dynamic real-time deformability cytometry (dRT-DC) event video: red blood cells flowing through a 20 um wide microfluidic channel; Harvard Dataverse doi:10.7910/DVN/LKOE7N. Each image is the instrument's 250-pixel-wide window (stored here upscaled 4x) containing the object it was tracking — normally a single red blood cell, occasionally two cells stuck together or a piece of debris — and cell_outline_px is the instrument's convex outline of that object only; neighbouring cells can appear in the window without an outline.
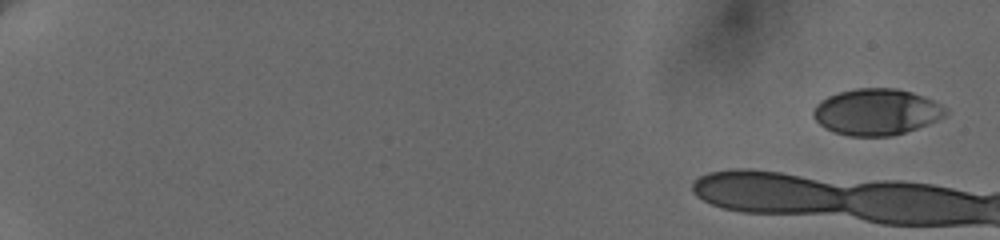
{"species": "human", "species_latin": "Homo sapiens", "temperature_condition": "cold", "stored_images_in_passage": 24, "camera_frame_rate_fps": 3000, "um_per_image_px": 0.085, "donor": {"sex": "female"}, "frame": {"image": 1, "passage_image": 1, "time_ms": 0.0, "image_size_px": [1000, 240], "cell_outline_px": [[948, 112], [944, 116], [936, 120], [916, 128], [904, 132], [888, 136], [848, 136], [824, 128], [812, 116], [812, 112], [816, 104], [820, 100], [828, 96], [840, 92], [856, 88], [896, 88], [912, 92], [924, 96], [948, 108]], "centroid_in_image_um": [74.48, 9.5], "position_along_channel_um": 10.5, "area_um2": 35.6}}